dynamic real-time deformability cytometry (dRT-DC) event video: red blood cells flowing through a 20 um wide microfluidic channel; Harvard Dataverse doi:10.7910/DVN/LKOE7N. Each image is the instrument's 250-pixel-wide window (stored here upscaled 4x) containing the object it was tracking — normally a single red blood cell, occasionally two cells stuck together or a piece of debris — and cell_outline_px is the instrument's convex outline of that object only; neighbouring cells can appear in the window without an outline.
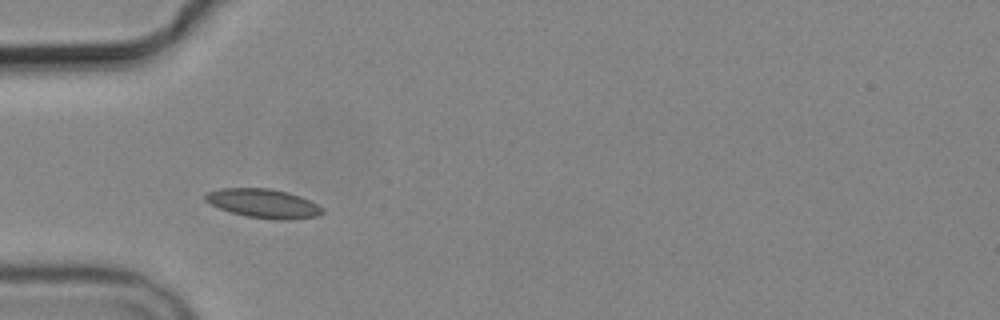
{"species": "common noctule bat (a hibernating species)", "species_latin": "Nyctalus noctula", "temperature_condition": "cold", "stored_images_in_passage": 8, "camera_frame_rate_fps": 3000, "um_per_image_px": 0.085, "animal": {"sex": "male", "body_mass_g": 19.2, "forearm_length_mm": 51.8}, "frame": {"image": 1, "passage_image": 4, "time_ms": 3.333, "image_size_px": [1000, 320], "cell_outline_px": [[324, 212], [320, 216], [292, 220], [272, 220], [244, 216], [220, 208], [204, 200], [204, 196], [208, 192], [220, 188], [272, 188], [288, 192], [300, 196], [324, 208]], "centroid_in_image_um": [22.43, 17.3], "position_along_channel_um": 62.6, "area_um2": 20.0}}
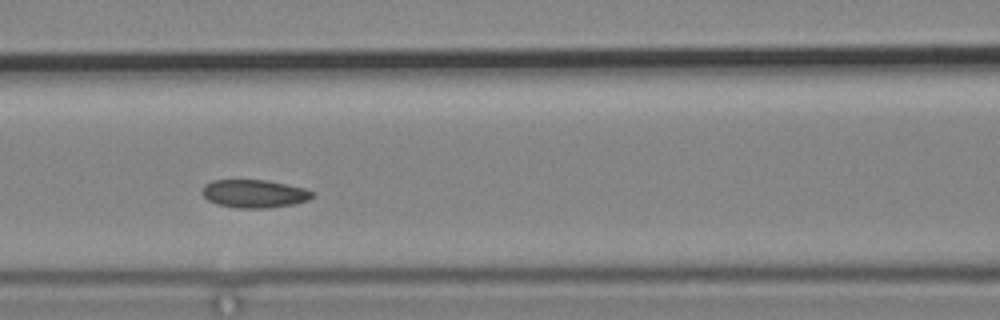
{"frame": {"image": 2, "passage_image": 6, "time_ms": 5.667, "image_size_px": [1000, 320], "cell_outline_px": [[316, 192], [308, 200], [296, 204], [268, 208], [240, 208], [216, 204], [208, 200], [200, 192], [204, 184], [212, 180], [264, 180], [304, 188]], "centroid_in_image_um": [21.6, 16.47], "position_along_channel_um": 145.0, "area_um2": 18.09}}
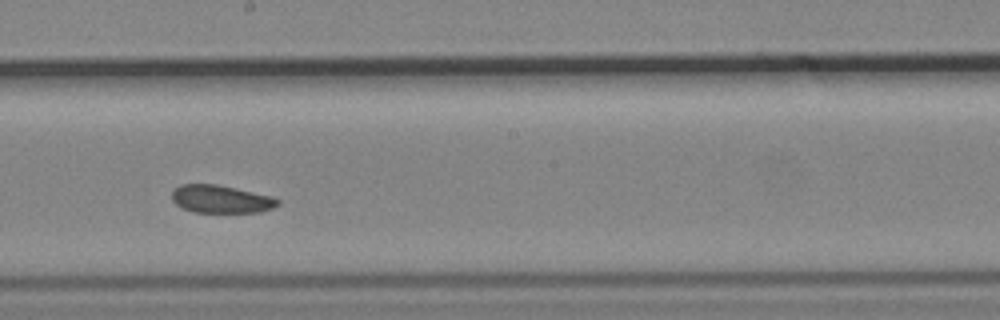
{"frame": {"image": 3, "passage_image": 8, "time_ms": 8.0, "image_size_px": [1000, 320], "cell_outline_px": [[280, 204], [272, 208], [260, 212], [192, 212], [176, 204], [172, 200], [172, 188], [180, 184], [216, 184], [236, 188], [272, 196], [280, 200]], "centroid_in_image_um": [18.77, 16.91], "position_along_channel_um": 229.4, "area_um2": 17.28}}